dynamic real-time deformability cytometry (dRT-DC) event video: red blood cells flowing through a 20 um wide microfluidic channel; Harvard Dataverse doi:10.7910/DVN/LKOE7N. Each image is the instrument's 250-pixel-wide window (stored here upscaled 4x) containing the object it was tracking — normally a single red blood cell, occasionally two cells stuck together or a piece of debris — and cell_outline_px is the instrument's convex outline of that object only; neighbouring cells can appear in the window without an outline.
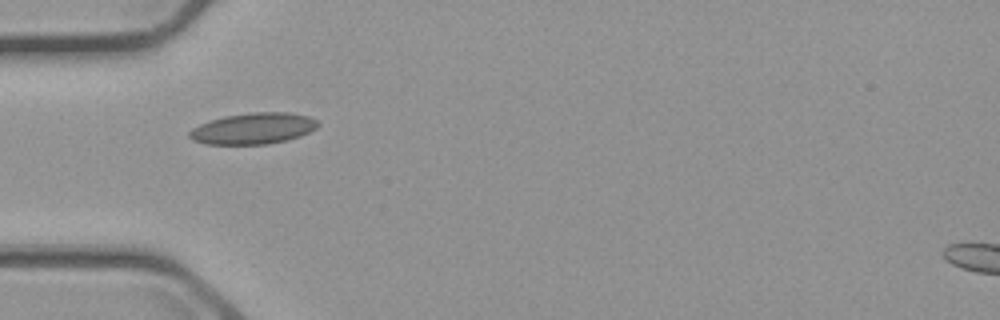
{"species": "common noctule bat (a hibernating species)", "species_latin": "Nyctalus noctula", "temperature_condition": "cold", "stored_images_in_passage": 2, "camera_frame_rate_fps": 3000, "um_per_image_px": 0.085, "animal": {"sex": "male", "body_mass_g": 23.1, "forearm_length_mm": 52.7}, "frame": {"image": 1, "passage_image": 1, "time_ms": 0.0, "image_size_px": [1000, 320], "cell_outline_px": [[320, 124], [316, 128], [300, 136], [288, 140], [268, 144], [208, 144], [192, 140], [188, 136], [188, 132], [192, 128], [208, 120], [224, 116], [252, 112], [288, 112], [308, 116], [316, 120]], "centroid_in_image_um": [21.51, 10.92], "position_along_channel_um": 63.5, "area_um2": 23.47}}
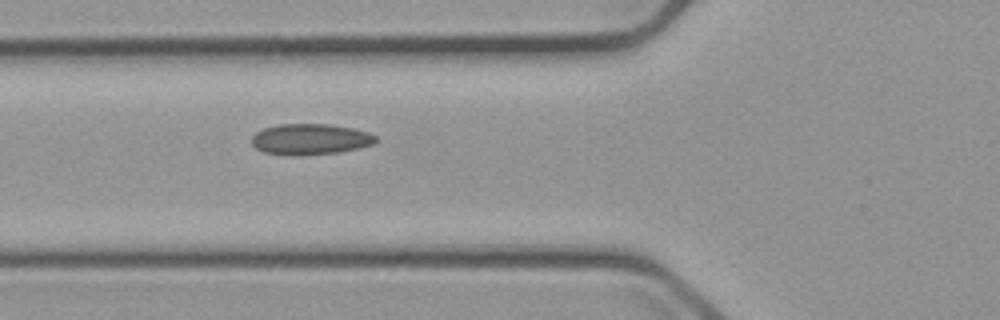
{"frame": {"image": 2, "passage_image": 2, "time_ms": 1.0, "image_size_px": [1000, 320], "cell_outline_px": [[380, 140], [376, 144], [336, 152], [300, 156], [292, 156], [264, 152], [256, 148], [252, 144], [252, 136], [256, 132], [264, 128], [280, 124], [328, 124], [352, 128], [368, 132], [376, 136]], "centroid_in_image_um": [26.39, 11.84], "position_along_channel_um": 99.4, "area_um2": 22.43}}